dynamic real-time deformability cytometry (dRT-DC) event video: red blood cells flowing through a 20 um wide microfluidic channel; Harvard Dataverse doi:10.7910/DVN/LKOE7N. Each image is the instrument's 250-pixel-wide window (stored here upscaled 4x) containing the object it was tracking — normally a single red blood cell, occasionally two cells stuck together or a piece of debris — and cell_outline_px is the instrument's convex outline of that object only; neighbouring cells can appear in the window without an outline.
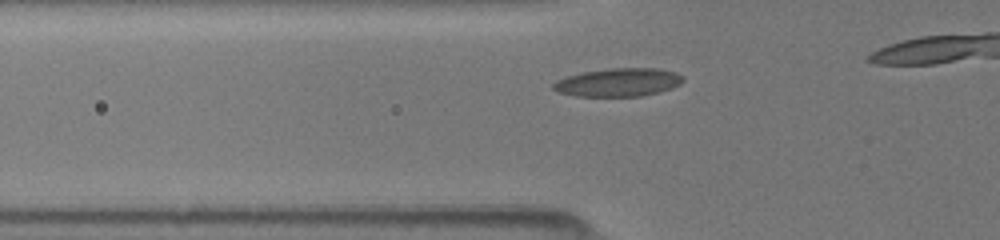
{"species": "common noctule bat (a hibernating species)", "species_latin": "Nyctalus noctula", "temperature_condition": "room temperature", "stored_images_in_passage": 5, "camera_frame_rate_fps": 3000, "um_per_image_px": 0.085, "animal": {"sex": "female", "body_mass_g": 19.5, "forearm_length_mm": 54.1}, "frame": {"image": 1, "passage_image": 5, "time_ms": 3.667, "image_size_px": [1000, 240], "cell_outline_px": [[684, 80], [680, 84], [672, 88], [660, 92], [640, 96], [576, 96], [560, 92], [552, 88], [552, 84], [556, 80], [580, 72], [608, 68], [660, 68], [676, 72], [684, 76]], "centroid_in_image_um": [52.59, 6.99], "position_along_channel_um": 73.2, "area_um2": 21.56}}